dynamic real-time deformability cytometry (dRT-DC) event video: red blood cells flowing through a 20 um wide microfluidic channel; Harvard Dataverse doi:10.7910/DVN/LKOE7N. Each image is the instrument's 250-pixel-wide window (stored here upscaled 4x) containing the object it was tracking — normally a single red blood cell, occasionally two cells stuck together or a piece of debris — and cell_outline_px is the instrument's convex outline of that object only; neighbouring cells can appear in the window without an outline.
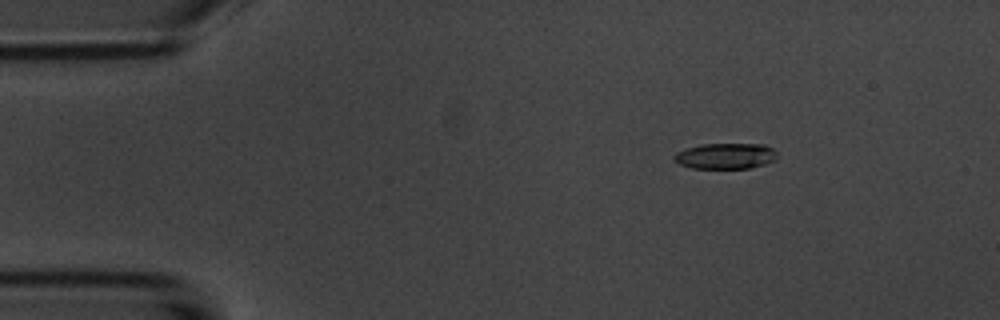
{"species": "common noctule bat (a hibernating species)", "species_latin": "Nyctalus noctula", "temperature_condition": "room temperature", "stored_images_in_passage": 5, "camera_frame_rate_fps": 3000, "um_per_image_px": 0.085, "animal": {"sex": "male", "body_mass_g": 20.1, "forearm_length_mm": 53.5}, "frame": {"image": 1, "passage_image": 3, "time_ms": 2.333, "image_size_px": [1000, 320], "cell_outline_px": [[776, 160], [764, 164], [748, 168], [692, 168], [680, 164], [672, 160], [672, 156], [676, 152], [684, 148], [704, 144], [764, 144], [772, 148], [776, 152]], "centroid_in_image_um": [61.63, 13.25], "position_along_channel_um": 23.4, "area_um2": 15.55}}